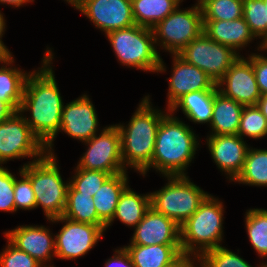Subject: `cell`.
I'll return each instance as SVG.
<instances>
[{
    "mask_svg": "<svg viewBox=\"0 0 267 267\" xmlns=\"http://www.w3.org/2000/svg\"><path fill=\"white\" fill-rule=\"evenodd\" d=\"M105 32L135 25L131 0H65Z\"/></svg>",
    "mask_w": 267,
    "mask_h": 267,
    "instance_id": "obj_13",
    "label": "cell"
},
{
    "mask_svg": "<svg viewBox=\"0 0 267 267\" xmlns=\"http://www.w3.org/2000/svg\"><path fill=\"white\" fill-rule=\"evenodd\" d=\"M257 107L261 110L262 114L267 119V95H262L259 98Z\"/></svg>",
    "mask_w": 267,
    "mask_h": 267,
    "instance_id": "obj_44",
    "label": "cell"
},
{
    "mask_svg": "<svg viewBox=\"0 0 267 267\" xmlns=\"http://www.w3.org/2000/svg\"><path fill=\"white\" fill-rule=\"evenodd\" d=\"M150 207V193L137 194L128 185L120 195L112 222L118 218L123 224L135 228Z\"/></svg>",
    "mask_w": 267,
    "mask_h": 267,
    "instance_id": "obj_26",
    "label": "cell"
},
{
    "mask_svg": "<svg viewBox=\"0 0 267 267\" xmlns=\"http://www.w3.org/2000/svg\"><path fill=\"white\" fill-rule=\"evenodd\" d=\"M129 254L134 267H167L181 255V245H138L123 247Z\"/></svg>",
    "mask_w": 267,
    "mask_h": 267,
    "instance_id": "obj_21",
    "label": "cell"
},
{
    "mask_svg": "<svg viewBox=\"0 0 267 267\" xmlns=\"http://www.w3.org/2000/svg\"><path fill=\"white\" fill-rule=\"evenodd\" d=\"M233 182L267 187V150L248 148L242 171Z\"/></svg>",
    "mask_w": 267,
    "mask_h": 267,
    "instance_id": "obj_29",
    "label": "cell"
},
{
    "mask_svg": "<svg viewBox=\"0 0 267 267\" xmlns=\"http://www.w3.org/2000/svg\"><path fill=\"white\" fill-rule=\"evenodd\" d=\"M105 267H134L129 254L122 247L115 250L112 258L108 259Z\"/></svg>",
    "mask_w": 267,
    "mask_h": 267,
    "instance_id": "obj_40",
    "label": "cell"
},
{
    "mask_svg": "<svg viewBox=\"0 0 267 267\" xmlns=\"http://www.w3.org/2000/svg\"><path fill=\"white\" fill-rule=\"evenodd\" d=\"M16 111L0 123V165L12 159L32 157L34 161L46 153V147L33 134L25 116Z\"/></svg>",
    "mask_w": 267,
    "mask_h": 267,
    "instance_id": "obj_10",
    "label": "cell"
},
{
    "mask_svg": "<svg viewBox=\"0 0 267 267\" xmlns=\"http://www.w3.org/2000/svg\"><path fill=\"white\" fill-rule=\"evenodd\" d=\"M50 221L54 223L65 222L59 233L54 235L58 259L73 260L84 256L96 245L106 230V226L81 223L63 216Z\"/></svg>",
    "mask_w": 267,
    "mask_h": 267,
    "instance_id": "obj_12",
    "label": "cell"
},
{
    "mask_svg": "<svg viewBox=\"0 0 267 267\" xmlns=\"http://www.w3.org/2000/svg\"><path fill=\"white\" fill-rule=\"evenodd\" d=\"M197 263L199 267H252L238 254L222 246L206 251Z\"/></svg>",
    "mask_w": 267,
    "mask_h": 267,
    "instance_id": "obj_35",
    "label": "cell"
},
{
    "mask_svg": "<svg viewBox=\"0 0 267 267\" xmlns=\"http://www.w3.org/2000/svg\"><path fill=\"white\" fill-rule=\"evenodd\" d=\"M97 135L84 141L89 147L76 168L104 171L112 175L127 172L122 162L121 138L117 126H106Z\"/></svg>",
    "mask_w": 267,
    "mask_h": 267,
    "instance_id": "obj_11",
    "label": "cell"
},
{
    "mask_svg": "<svg viewBox=\"0 0 267 267\" xmlns=\"http://www.w3.org/2000/svg\"><path fill=\"white\" fill-rule=\"evenodd\" d=\"M173 56V71L169 80L168 109L183 95L201 90H218L211 78L178 54Z\"/></svg>",
    "mask_w": 267,
    "mask_h": 267,
    "instance_id": "obj_18",
    "label": "cell"
},
{
    "mask_svg": "<svg viewBox=\"0 0 267 267\" xmlns=\"http://www.w3.org/2000/svg\"><path fill=\"white\" fill-rule=\"evenodd\" d=\"M150 104L149 95L145 96L128 125L116 124L120 132L124 168L129 166L144 176L151 168L161 119L168 113L154 109Z\"/></svg>",
    "mask_w": 267,
    "mask_h": 267,
    "instance_id": "obj_2",
    "label": "cell"
},
{
    "mask_svg": "<svg viewBox=\"0 0 267 267\" xmlns=\"http://www.w3.org/2000/svg\"><path fill=\"white\" fill-rule=\"evenodd\" d=\"M97 118L93 103L84 94L63 105L59 131L82 142L90 140L98 132Z\"/></svg>",
    "mask_w": 267,
    "mask_h": 267,
    "instance_id": "obj_15",
    "label": "cell"
},
{
    "mask_svg": "<svg viewBox=\"0 0 267 267\" xmlns=\"http://www.w3.org/2000/svg\"><path fill=\"white\" fill-rule=\"evenodd\" d=\"M75 175L69 180V184L78 192L86 195H95L101 185L112 175L104 171L75 169Z\"/></svg>",
    "mask_w": 267,
    "mask_h": 267,
    "instance_id": "obj_34",
    "label": "cell"
},
{
    "mask_svg": "<svg viewBox=\"0 0 267 267\" xmlns=\"http://www.w3.org/2000/svg\"><path fill=\"white\" fill-rule=\"evenodd\" d=\"M16 110L7 102L0 100V123L11 117Z\"/></svg>",
    "mask_w": 267,
    "mask_h": 267,
    "instance_id": "obj_43",
    "label": "cell"
},
{
    "mask_svg": "<svg viewBox=\"0 0 267 267\" xmlns=\"http://www.w3.org/2000/svg\"><path fill=\"white\" fill-rule=\"evenodd\" d=\"M134 229L130 244L180 245V226L152 207Z\"/></svg>",
    "mask_w": 267,
    "mask_h": 267,
    "instance_id": "obj_19",
    "label": "cell"
},
{
    "mask_svg": "<svg viewBox=\"0 0 267 267\" xmlns=\"http://www.w3.org/2000/svg\"><path fill=\"white\" fill-rule=\"evenodd\" d=\"M218 92L243 106L257 105L262 96L254 74L252 62L238 58L216 83ZM225 86V88H224ZM222 87V88H221Z\"/></svg>",
    "mask_w": 267,
    "mask_h": 267,
    "instance_id": "obj_14",
    "label": "cell"
},
{
    "mask_svg": "<svg viewBox=\"0 0 267 267\" xmlns=\"http://www.w3.org/2000/svg\"><path fill=\"white\" fill-rule=\"evenodd\" d=\"M178 55L204 71L215 84L241 57L239 52L213 41L204 32L193 39Z\"/></svg>",
    "mask_w": 267,
    "mask_h": 267,
    "instance_id": "obj_9",
    "label": "cell"
},
{
    "mask_svg": "<svg viewBox=\"0 0 267 267\" xmlns=\"http://www.w3.org/2000/svg\"><path fill=\"white\" fill-rule=\"evenodd\" d=\"M1 63L6 65L0 67V100L9 103L16 111H19L29 73L21 71L18 67L17 69L11 67L14 63L12 54Z\"/></svg>",
    "mask_w": 267,
    "mask_h": 267,
    "instance_id": "obj_25",
    "label": "cell"
},
{
    "mask_svg": "<svg viewBox=\"0 0 267 267\" xmlns=\"http://www.w3.org/2000/svg\"><path fill=\"white\" fill-rule=\"evenodd\" d=\"M168 183L150 193L151 207L181 226L208 195L186 176H166Z\"/></svg>",
    "mask_w": 267,
    "mask_h": 267,
    "instance_id": "obj_7",
    "label": "cell"
},
{
    "mask_svg": "<svg viewBox=\"0 0 267 267\" xmlns=\"http://www.w3.org/2000/svg\"><path fill=\"white\" fill-rule=\"evenodd\" d=\"M126 173L121 172L111 175L93 195L98 218L106 225V229L112 224L120 195L128 186V175Z\"/></svg>",
    "mask_w": 267,
    "mask_h": 267,
    "instance_id": "obj_22",
    "label": "cell"
},
{
    "mask_svg": "<svg viewBox=\"0 0 267 267\" xmlns=\"http://www.w3.org/2000/svg\"><path fill=\"white\" fill-rule=\"evenodd\" d=\"M196 260L199 261V258L182 254L175 262L167 267H196V263L194 264V261L196 262Z\"/></svg>",
    "mask_w": 267,
    "mask_h": 267,
    "instance_id": "obj_41",
    "label": "cell"
},
{
    "mask_svg": "<svg viewBox=\"0 0 267 267\" xmlns=\"http://www.w3.org/2000/svg\"><path fill=\"white\" fill-rule=\"evenodd\" d=\"M223 202L208 194L195 213L180 226L182 254L200 258L220 247L223 239Z\"/></svg>",
    "mask_w": 267,
    "mask_h": 267,
    "instance_id": "obj_4",
    "label": "cell"
},
{
    "mask_svg": "<svg viewBox=\"0 0 267 267\" xmlns=\"http://www.w3.org/2000/svg\"><path fill=\"white\" fill-rule=\"evenodd\" d=\"M205 0H198L196 4H198L199 6L204 2Z\"/></svg>",
    "mask_w": 267,
    "mask_h": 267,
    "instance_id": "obj_46",
    "label": "cell"
},
{
    "mask_svg": "<svg viewBox=\"0 0 267 267\" xmlns=\"http://www.w3.org/2000/svg\"><path fill=\"white\" fill-rule=\"evenodd\" d=\"M52 59V50L48 48L40 70L29 72L19 111L31 113L30 119L25 117L26 123L46 147V153L55 155L53 141L60 129L64 103L50 66Z\"/></svg>",
    "mask_w": 267,
    "mask_h": 267,
    "instance_id": "obj_1",
    "label": "cell"
},
{
    "mask_svg": "<svg viewBox=\"0 0 267 267\" xmlns=\"http://www.w3.org/2000/svg\"><path fill=\"white\" fill-rule=\"evenodd\" d=\"M237 135L261 139L267 135V119L257 105L244 106Z\"/></svg>",
    "mask_w": 267,
    "mask_h": 267,
    "instance_id": "obj_33",
    "label": "cell"
},
{
    "mask_svg": "<svg viewBox=\"0 0 267 267\" xmlns=\"http://www.w3.org/2000/svg\"><path fill=\"white\" fill-rule=\"evenodd\" d=\"M243 108V105L217 92L214 95L210 135L237 134Z\"/></svg>",
    "mask_w": 267,
    "mask_h": 267,
    "instance_id": "obj_23",
    "label": "cell"
},
{
    "mask_svg": "<svg viewBox=\"0 0 267 267\" xmlns=\"http://www.w3.org/2000/svg\"><path fill=\"white\" fill-rule=\"evenodd\" d=\"M34 0H0V3L2 4H8L13 7H20L23 4H27L29 2H33Z\"/></svg>",
    "mask_w": 267,
    "mask_h": 267,
    "instance_id": "obj_45",
    "label": "cell"
},
{
    "mask_svg": "<svg viewBox=\"0 0 267 267\" xmlns=\"http://www.w3.org/2000/svg\"><path fill=\"white\" fill-rule=\"evenodd\" d=\"M198 145L193 129L168 111L157 131L151 167L164 177L186 176Z\"/></svg>",
    "mask_w": 267,
    "mask_h": 267,
    "instance_id": "obj_3",
    "label": "cell"
},
{
    "mask_svg": "<svg viewBox=\"0 0 267 267\" xmlns=\"http://www.w3.org/2000/svg\"><path fill=\"white\" fill-rule=\"evenodd\" d=\"M245 217V226L252 247L262 259L267 258V210L250 209Z\"/></svg>",
    "mask_w": 267,
    "mask_h": 267,
    "instance_id": "obj_30",
    "label": "cell"
},
{
    "mask_svg": "<svg viewBox=\"0 0 267 267\" xmlns=\"http://www.w3.org/2000/svg\"><path fill=\"white\" fill-rule=\"evenodd\" d=\"M21 179L15 177L14 181V202L15 212L18 209L31 210L36 208V197L32 188L30 178L19 170Z\"/></svg>",
    "mask_w": 267,
    "mask_h": 267,
    "instance_id": "obj_36",
    "label": "cell"
},
{
    "mask_svg": "<svg viewBox=\"0 0 267 267\" xmlns=\"http://www.w3.org/2000/svg\"><path fill=\"white\" fill-rule=\"evenodd\" d=\"M0 254V267H43L35 258L18 249L9 240Z\"/></svg>",
    "mask_w": 267,
    "mask_h": 267,
    "instance_id": "obj_37",
    "label": "cell"
},
{
    "mask_svg": "<svg viewBox=\"0 0 267 267\" xmlns=\"http://www.w3.org/2000/svg\"><path fill=\"white\" fill-rule=\"evenodd\" d=\"M14 181L15 175L0 165V211L15 212Z\"/></svg>",
    "mask_w": 267,
    "mask_h": 267,
    "instance_id": "obj_38",
    "label": "cell"
},
{
    "mask_svg": "<svg viewBox=\"0 0 267 267\" xmlns=\"http://www.w3.org/2000/svg\"><path fill=\"white\" fill-rule=\"evenodd\" d=\"M252 62L257 85L262 95H267V57L251 53L247 57Z\"/></svg>",
    "mask_w": 267,
    "mask_h": 267,
    "instance_id": "obj_39",
    "label": "cell"
},
{
    "mask_svg": "<svg viewBox=\"0 0 267 267\" xmlns=\"http://www.w3.org/2000/svg\"><path fill=\"white\" fill-rule=\"evenodd\" d=\"M62 216L81 223L106 226L98 218L93 197L76 191L70 184L67 189L66 206Z\"/></svg>",
    "mask_w": 267,
    "mask_h": 267,
    "instance_id": "obj_28",
    "label": "cell"
},
{
    "mask_svg": "<svg viewBox=\"0 0 267 267\" xmlns=\"http://www.w3.org/2000/svg\"><path fill=\"white\" fill-rule=\"evenodd\" d=\"M55 155L45 153L40 159L29 161L21 170L30 178L36 197V208L42 206L48 220L64 213L69 181L62 180Z\"/></svg>",
    "mask_w": 267,
    "mask_h": 267,
    "instance_id": "obj_5",
    "label": "cell"
},
{
    "mask_svg": "<svg viewBox=\"0 0 267 267\" xmlns=\"http://www.w3.org/2000/svg\"><path fill=\"white\" fill-rule=\"evenodd\" d=\"M183 0H131L134 22L153 28L171 14Z\"/></svg>",
    "mask_w": 267,
    "mask_h": 267,
    "instance_id": "obj_27",
    "label": "cell"
},
{
    "mask_svg": "<svg viewBox=\"0 0 267 267\" xmlns=\"http://www.w3.org/2000/svg\"><path fill=\"white\" fill-rule=\"evenodd\" d=\"M218 90L190 92L180 97L168 111L173 114L180 107L184 115L194 123H211L214 95Z\"/></svg>",
    "mask_w": 267,
    "mask_h": 267,
    "instance_id": "obj_24",
    "label": "cell"
},
{
    "mask_svg": "<svg viewBox=\"0 0 267 267\" xmlns=\"http://www.w3.org/2000/svg\"><path fill=\"white\" fill-rule=\"evenodd\" d=\"M5 19L3 17V14L0 11V62L4 59H6L10 54V50H8V48H6V46L4 45L3 41H2V37L5 31Z\"/></svg>",
    "mask_w": 267,
    "mask_h": 267,
    "instance_id": "obj_42",
    "label": "cell"
},
{
    "mask_svg": "<svg viewBox=\"0 0 267 267\" xmlns=\"http://www.w3.org/2000/svg\"><path fill=\"white\" fill-rule=\"evenodd\" d=\"M243 18L255 38L262 39L259 51L267 50V2L263 0H242Z\"/></svg>",
    "mask_w": 267,
    "mask_h": 267,
    "instance_id": "obj_31",
    "label": "cell"
},
{
    "mask_svg": "<svg viewBox=\"0 0 267 267\" xmlns=\"http://www.w3.org/2000/svg\"><path fill=\"white\" fill-rule=\"evenodd\" d=\"M4 234L14 246L35 258L43 267H46L45 262L56 257L55 237L45 226L22 225Z\"/></svg>",
    "mask_w": 267,
    "mask_h": 267,
    "instance_id": "obj_17",
    "label": "cell"
},
{
    "mask_svg": "<svg viewBox=\"0 0 267 267\" xmlns=\"http://www.w3.org/2000/svg\"><path fill=\"white\" fill-rule=\"evenodd\" d=\"M206 141L217 167L234 181L242 171L249 148L244 138L237 134L209 135Z\"/></svg>",
    "mask_w": 267,
    "mask_h": 267,
    "instance_id": "obj_16",
    "label": "cell"
},
{
    "mask_svg": "<svg viewBox=\"0 0 267 267\" xmlns=\"http://www.w3.org/2000/svg\"><path fill=\"white\" fill-rule=\"evenodd\" d=\"M203 27L202 11L198 4L186 10L178 6L152 28L155 45L159 43L167 52L178 54L203 33Z\"/></svg>",
    "mask_w": 267,
    "mask_h": 267,
    "instance_id": "obj_8",
    "label": "cell"
},
{
    "mask_svg": "<svg viewBox=\"0 0 267 267\" xmlns=\"http://www.w3.org/2000/svg\"><path fill=\"white\" fill-rule=\"evenodd\" d=\"M203 20H235L243 17L242 0H205L201 5Z\"/></svg>",
    "mask_w": 267,
    "mask_h": 267,
    "instance_id": "obj_32",
    "label": "cell"
},
{
    "mask_svg": "<svg viewBox=\"0 0 267 267\" xmlns=\"http://www.w3.org/2000/svg\"><path fill=\"white\" fill-rule=\"evenodd\" d=\"M120 63L149 72H164L166 66L156 50L151 28L133 25L106 34Z\"/></svg>",
    "mask_w": 267,
    "mask_h": 267,
    "instance_id": "obj_6",
    "label": "cell"
},
{
    "mask_svg": "<svg viewBox=\"0 0 267 267\" xmlns=\"http://www.w3.org/2000/svg\"><path fill=\"white\" fill-rule=\"evenodd\" d=\"M260 267H267V263H262L261 265H260Z\"/></svg>",
    "mask_w": 267,
    "mask_h": 267,
    "instance_id": "obj_47",
    "label": "cell"
},
{
    "mask_svg": "<svg viewBox=\"0 0 267 267\" xmlns=\"http://www.w3.org/2000/svg\"><path fill=\"white\" fill-rule=\"evenodd\" d=\"M203 32L213 41L233 48L246 47L255 36L243 17L235 20H203Z\"/></svg>",
    "mask_w": 267,
    "mask_h": 267,
    "instance_id": "obj_20",
    "label": "cell"
}]
</instances>
